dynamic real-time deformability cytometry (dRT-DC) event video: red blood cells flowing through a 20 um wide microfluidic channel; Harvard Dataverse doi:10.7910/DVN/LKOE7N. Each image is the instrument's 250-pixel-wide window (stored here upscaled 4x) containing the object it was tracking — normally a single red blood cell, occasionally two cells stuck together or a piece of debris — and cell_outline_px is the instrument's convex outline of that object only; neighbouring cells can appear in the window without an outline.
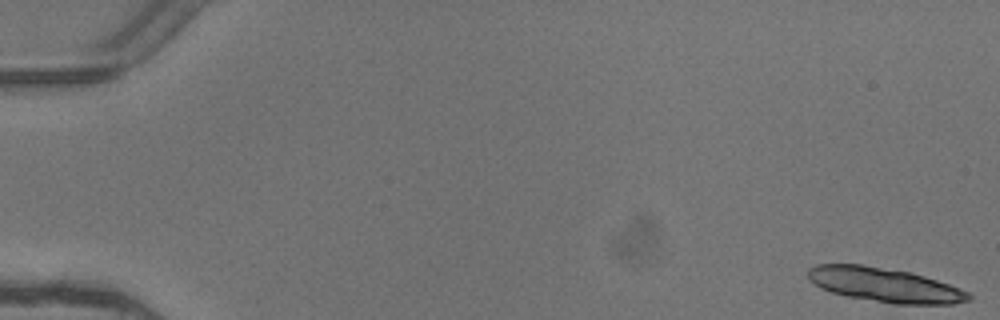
{"species": "common noctule bat (a hibernating species)", "species_latin": "Nyctalus noctula", "temperature_condition": "warm", "stored_images_in_passage": 8, "camera_frame_rate_fps": 3000, "um_per_image_px": 0.085, "animal": {"sex": "female"}, "frame": {"image": 1, "passage_image": 1, "time_ms": 0.0, "image_size_px": [1000, 320], "cell_outline_px": [[972, 300], [952, 304], [892, 304], [848, 296], [832, 292], [820, 288], [808, 280], [808, 268], [816, 264], [860, 264], [908, 272], [924, 276], [960, 288], [968, 292], [972, 296]], "centroid_in_image_um": [75.18, 24.22], "position_along_channel_um": 9.8, "area_um2": 32.02}}
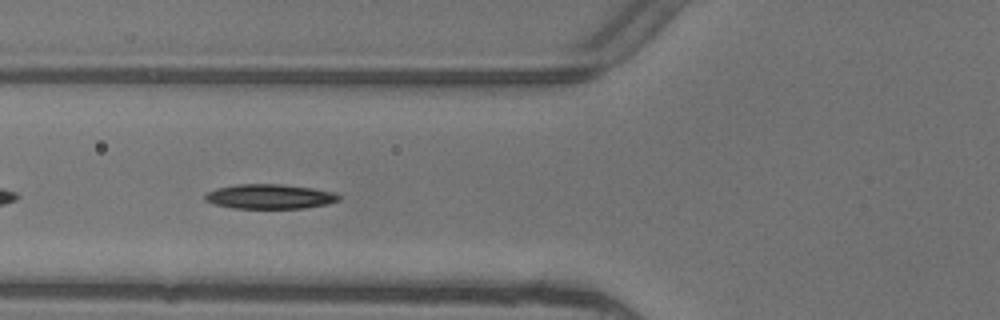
{"frame": {"image": 2, "passage_image": 6, "time_ms": 1.667, "image_size_px": [1000, 320], "cell_outline_px": [[340, 200], [328, 204], [304, 208], [232, 208], [216, 204], [204, 200], [204, 196], [208, 192], [216, 188], [236, 184], [280, 184], [312, 188], [336, 192], [340, 196]], "centroid_in_image_um": [22.95, 16.7], "position_along_channel_um": 102.9, "area_um2": 19.25}}
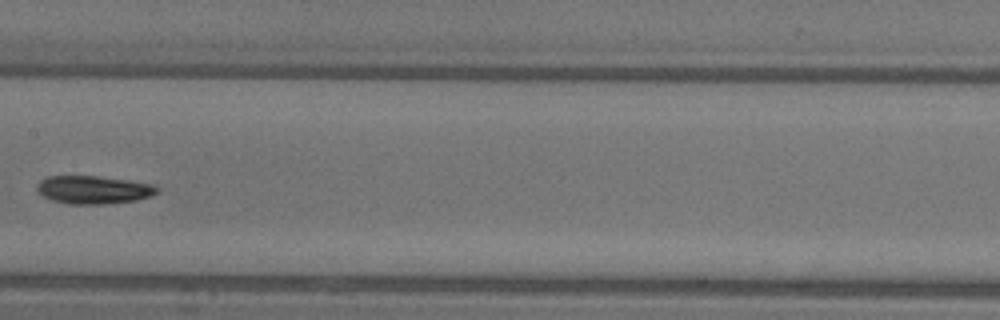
{"frame": {"image": 3, "passage_image": 8, "time_ms": 2.333, "image_size_px": [1000, 320], "cell_outline_px": [[160, 192], [152, 196], [136, 200], [104, 204], [68, 204], [52, 200], [36, 192], [36, 188], [40, 180], [48, 176], [96, 176], [128, 180], [152, 184], [160, 188]], "centroid_in_image_um": [7.96, 16.13], "position_along_channel_um": 199.4, "area_um2": 19.77}}